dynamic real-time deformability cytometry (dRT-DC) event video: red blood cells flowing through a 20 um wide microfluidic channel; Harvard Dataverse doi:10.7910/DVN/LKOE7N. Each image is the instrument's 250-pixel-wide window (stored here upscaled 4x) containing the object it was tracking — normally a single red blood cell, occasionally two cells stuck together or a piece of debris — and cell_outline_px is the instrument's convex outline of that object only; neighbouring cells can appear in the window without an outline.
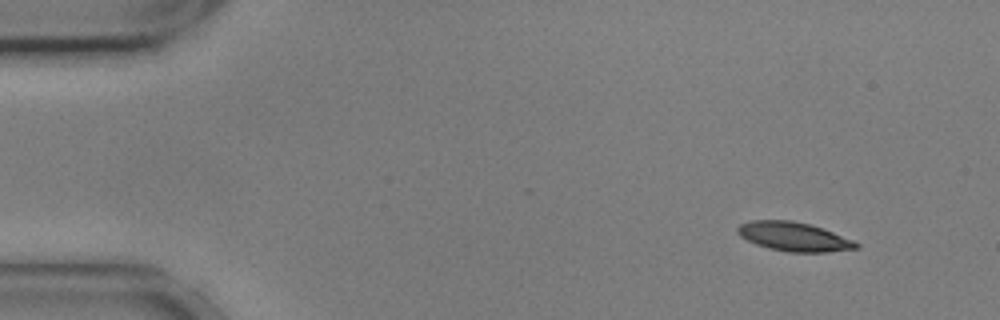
{"species": "common noctule bat (a hibernating species)", "species_latin": "Nyctalus noctula", "temperature_condition": "cold", "stored_images_in_passage": 51, "camera_frame_rate_fps": 3000, "um_per_image_px": 0.085, "animal": {"sex": "male", "body_mass_g": 17.9, "forearm_length_mm": 54.2}, "frame": {"image": 1, "passage_image": 1, "time_ms": 0.0, "image_size_px": [1000, 320], "cell_outline_px": [[860, 248], [828, 252], [788, 252], [768, 248], [756, 244], [740, 236], [736, 232], [736, 228], [740, 224], [752, 220], [792, 220], [812, 224], [856, 240], [860, 244]], "centroid_in_image_um": [67.53, 20.11], "position_along_channel_um": 17.5, "area_um2": 20.4}}
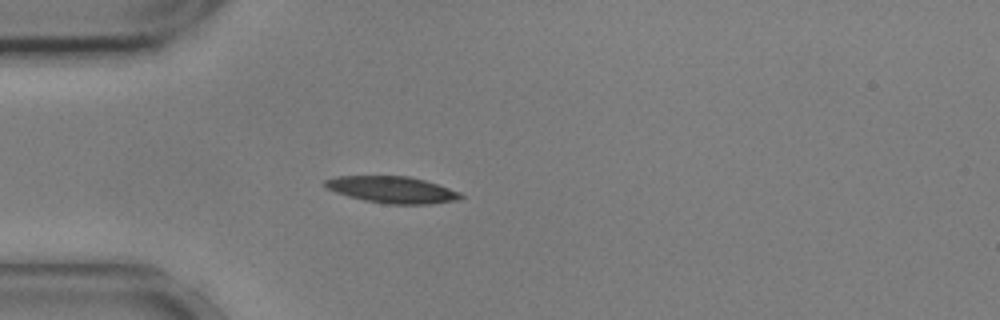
{"frame": {"image": 2, "passage_image": 11, "time_ms": 3.333, "image_size_px": [1000, 320], "cell_outline_px": [[464, 196], [460, 200], [432, 204], [384, 204], [364, 200], [348, 196], [324, 188], [324, 180], [336, 176], [408, 176], [424, 180], [460, 192]], "centroid_in_image_um": [33.32, 16.13], "position_along_channel_um": 51.7, "area_um2": 21.15}}
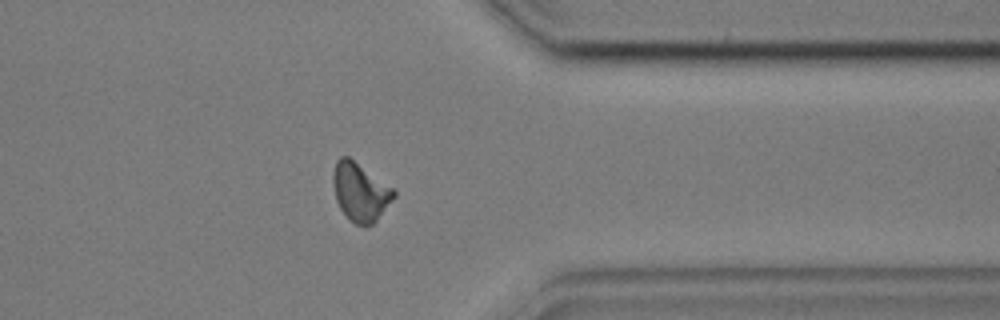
{"frame": {"image": 3, "passage_image": 40, "time_ms": 13.0, "image_size_px": [1000, 320], "cell_outline_px": [[396, 196], [376, 220], [372, 224], [364, 228], [348, 220], [340, 208], [336, 200], [332, 180], [332, 176], [336, 160], [340, 156], [348, 156], [392, 188], [396, 192]], "centroid_in_image_um": [30.59, 16.34], "position_along_channel_um": 380.8, "area_um2": 20.58}, "authors_computed_cell_mechanics": {"area_um2": 20.4034, "velocity_mm_per_s": 3.5807, "shape_relaxation_time_tau1_ms": 6.2158, "shape_relaxation_time_tau2_ms": 6.8993, "deformation_change_tau1": 0.1564, "deformation_change_tau2": 0.1403}}